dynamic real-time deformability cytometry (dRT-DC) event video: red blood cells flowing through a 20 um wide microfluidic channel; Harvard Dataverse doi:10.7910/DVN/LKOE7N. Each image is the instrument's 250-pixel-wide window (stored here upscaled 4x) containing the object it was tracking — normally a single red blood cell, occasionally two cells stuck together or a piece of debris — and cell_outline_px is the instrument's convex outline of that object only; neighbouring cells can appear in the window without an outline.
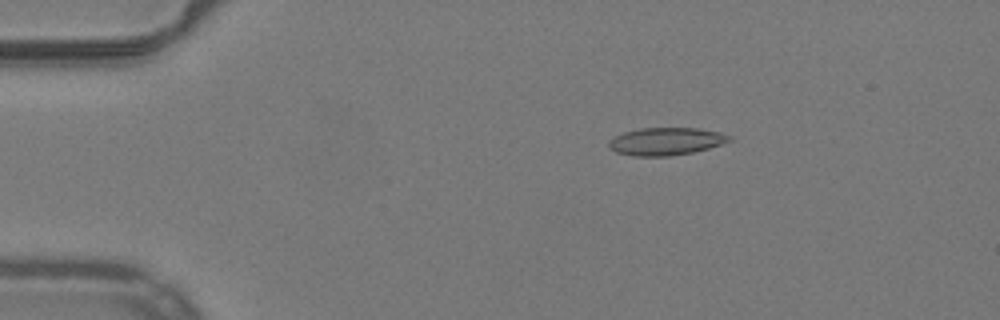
{"species": "common noctule bat (a hibernating species)", "species_latin": "Nyctalus noctula", "temperature_condition": "warm", "stored_images_in_passage": 16, "camera_frame_rate_fps": 3000, "um_per_image_px": 0.085, "animal": {"sex": "male", "body_mass_g": 19.2, "forearm_length_mm": 51.8}, "frame": {"image": 1, "passage_image": 10, "time_ms": 3.0, "image_size_px": [1000, 320], "cell_outline_px": [[732, 140], [708, 148], [692, 152], [668, 156], [632, 156], [616, 152], [608, 148], [608, 140], [624, 132], [640, 128], [700, 128], [720, 132], [732, 136]], "centroid_in_image_um": [56.59, 12.01], "position_along_channel_um": 28.4, "area_um2": 19.42}}